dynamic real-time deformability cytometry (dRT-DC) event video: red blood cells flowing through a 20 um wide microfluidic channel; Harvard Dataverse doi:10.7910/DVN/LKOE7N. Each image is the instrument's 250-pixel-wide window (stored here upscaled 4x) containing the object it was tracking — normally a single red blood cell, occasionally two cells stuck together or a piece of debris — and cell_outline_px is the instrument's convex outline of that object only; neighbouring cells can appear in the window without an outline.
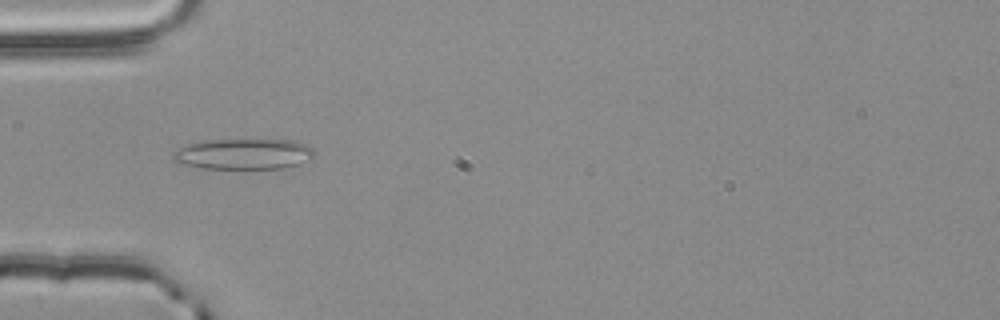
{"species": "common noctule bat (a hibernating species)", "species_latin": "Nyctalus noctula", "temperature_condition": "room temperature", "stored_images_in_passage": 48, "camera_frame_rate_fps": 3000, "um_per_image_px": 0.085, "animal": {"sex": "male", "body_mass_g": 20.4}, "frame": {"image": 1, "passage_image": 11, "time_ms": 3.333, "image_size_px": [1000, 320], "cell_outline_px": [[316, 152], [312, 156], [300, 164], [284, 168], [204, 168], [180, 164], [172, 160], [172, 152], [188, 144], [212, 140], [292, 140], [304, 144], [312, 148]], "centroid_in_image_um": [20.69, 13.09], "position_along_channel_um": 64.3, "area_um2": 25.03}}
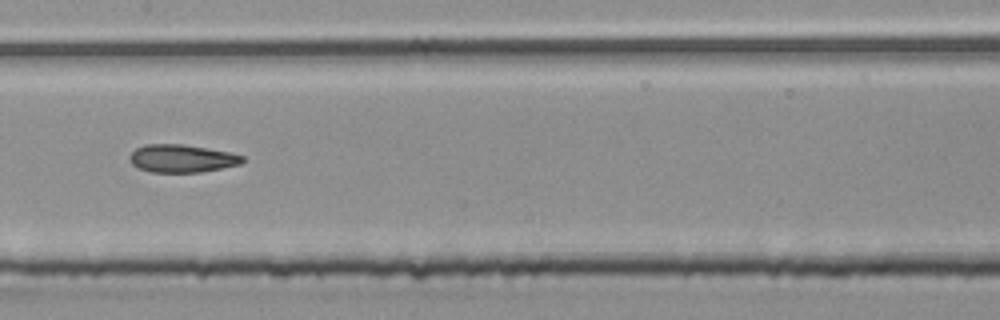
{"frame": {"image": 2, "passage_image": 21, "time_ms": 6.667, "image_size_px": [1000, 320], "cell_outline_px": [[244, 160], [240, 164], [200, 172], [152, 172], [140, 168], [132, 164], [128, 160], [128, 156], [136, 148], [144, 144], [180, 144], [228, 152], [244, 156]], "centroid_in_image_um": [15.41, 13.47], "position_along_channel_um": 192.0, "area_um2": 18.09}}
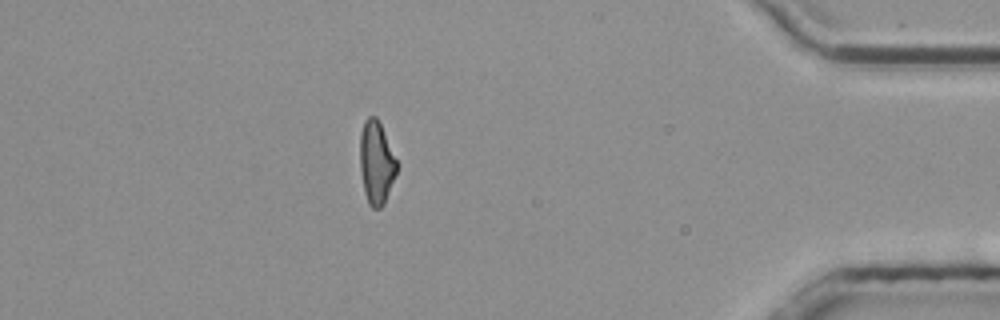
{"frame": {"image": 3, "passage_image": 41, "time_ms": 13.333, "image_size_px": [1000, 320], "cell_outline_px": [[396, 172], [384, 204], [380, 208], [372, 208], [368, 204], [364, 192], [360, 168], [360, 132], [364, 120], [368, 116], [376, 116], [380, 124], [396, 160]], "centroid_in_image_um": [31.95, 13.83], "position_along_channel_um": 403.2, "area_um2": 17.51}, "authors_computed_cell_mechanics": {"area_um2": 18.6116, "velocity_mm_per_s": 3.8495, "shape_relaxation_time_tau1_ms": null, "shape_relaxation_time_tau2_ms": 4.2216, "deformation_change_tau1": null, "deformation_change_tau2": 0.1371}}